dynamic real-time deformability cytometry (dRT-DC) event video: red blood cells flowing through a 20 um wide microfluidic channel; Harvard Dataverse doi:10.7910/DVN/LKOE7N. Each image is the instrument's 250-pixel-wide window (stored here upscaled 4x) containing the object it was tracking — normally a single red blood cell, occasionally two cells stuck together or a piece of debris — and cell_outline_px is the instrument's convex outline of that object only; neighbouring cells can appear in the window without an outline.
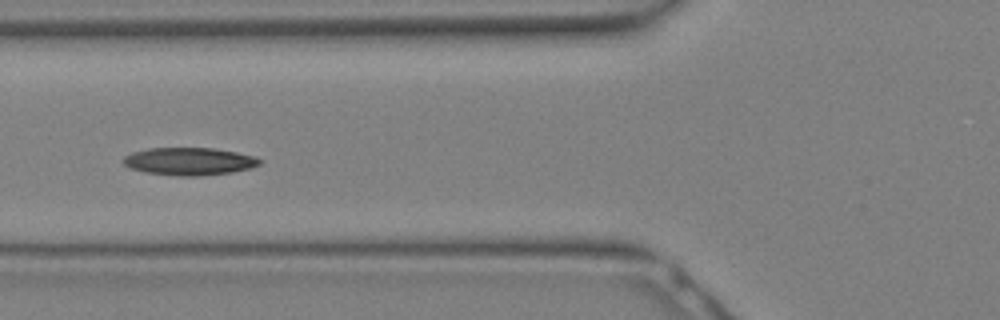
{"species": "Egyptian fruit bat (a non-hibernating species)", "species_latin": "Rousettus aegyptiacus", "temperature_condition": "warm", "stored_images_in_passage": 13, "camera_frame_rate_fps": 3000, "um_per_image_px": 0.085, "animal": {"sex": "female"}, "frame": {"image": 1, "passage_image": 8, "time_ms": 2.333, "image_size_px": [1000, 320], "cell_outline_px": [[264, 160], [260, 164], [252, 168], [232, 172], [200, 176], [180, 176], [144, 172], [128, 168], [124, 164], [124, 156], [132, 152], [148, 148], [216, 148], [256, 156]], "centroid_in_image_um": [16.12, 13.71], "position_along_channel_um": 109.7, "area_um2": 22.2}}
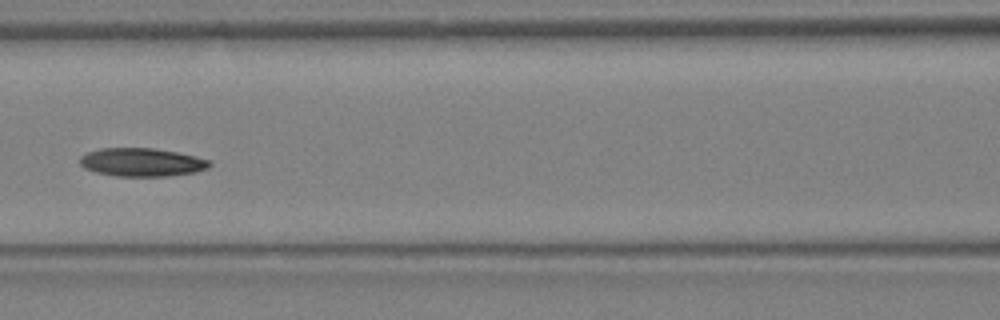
{"frame": {"image": 2, "passage_image": 10, "time_ms": 3.0, "image_size_px": [1000, 320], "cell_outline_px": [[212, 164], [208, 168], [196, 172], [168, 176], [116, 176], [96, 172], [84, 168], [80, 164], [80, 156], [88, 152], [100, 148], [152, 148], [176, 152], [196, 156], [212, 160]], "centroid_in_image_um": [12.08, 13.79], "position_along_channel_um": 154.5, "area_um2": 21.5}}
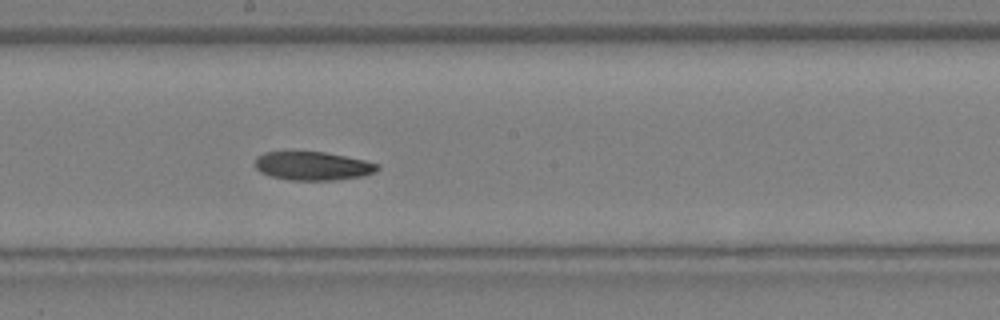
{"frame": {"image": 3, "passage_image": 13, "time_ms": 4.0, "image_size_px": [1000, 320], "cell_outline_px": [[380, 168], [376, 172], [364, 176], [336, 180], [288, 180], [272, 176], [260, 172], [256, 168], [256, 156], [264, 152], [292, 148], [324, 152], [364, 160], [380, 164]], "centroid_in_image_um": [26.55, 14.06], "position_along_channel_um": 221.7, "area_um2": 21.27}}